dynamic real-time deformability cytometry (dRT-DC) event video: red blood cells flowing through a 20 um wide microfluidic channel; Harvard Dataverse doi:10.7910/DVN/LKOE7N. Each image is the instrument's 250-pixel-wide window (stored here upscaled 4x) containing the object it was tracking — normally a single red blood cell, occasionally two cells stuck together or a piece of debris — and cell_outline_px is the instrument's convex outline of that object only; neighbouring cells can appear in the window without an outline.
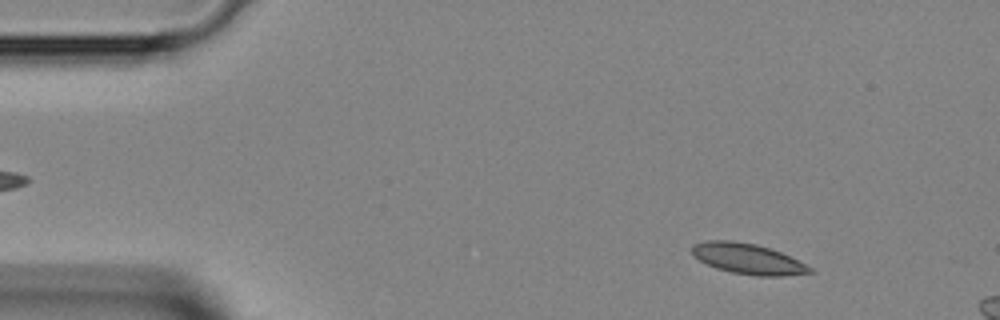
{"species": "Egyptian fruit bat (a non-hibernating species)", "species_latin": "Rousettus aegyptiacus", "temperature_condition": "room temperature", "stored_images_in_passage": 11, "camera_frame_rate_fps": 3000, "um_per_image_px": 0.085, "animal": {"sex": "female"}, "frame": {"image": 1, "passage_image": 5, "time_ms": 1.333, "image_size_px": [1000, 320], "cell_outline_px": [[812, 272], [780, 276], [756, 276], [732, 272], [716, 268], [700, 260], [692, 252], [692, 244], [704, 240], [732, 240], [756, 244], [780, 252], [812, 268]], "centroid_in_image_um": [63.51, 21.98], "position_along_channel_um": 21.5, "area_um2": 20.63}}